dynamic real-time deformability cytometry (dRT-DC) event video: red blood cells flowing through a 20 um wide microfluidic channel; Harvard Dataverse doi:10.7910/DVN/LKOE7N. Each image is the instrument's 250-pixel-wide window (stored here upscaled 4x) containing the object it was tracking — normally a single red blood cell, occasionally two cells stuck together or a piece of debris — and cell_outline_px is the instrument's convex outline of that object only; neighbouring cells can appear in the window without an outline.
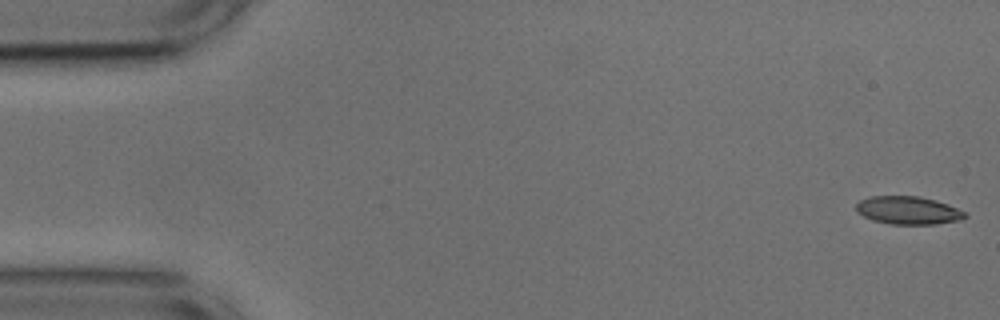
{"species": "common noctule bat (a hibernating species)", "species_latin": "Nyctalus noctula", "temperature_condition": "cold", "stored_images_in_passage": 53, "camera_frame_rate_fps": 3000, "um_per_image_px": 0.085, "animal": {"sex": "male", "body_mass_g": 17.9, "forearm_length_mm": 54.2}, "frame": {"image": 1, "passage_image": 1, "time_ms": 0.0, "image_size_px": [1000, 320], "cell_outline_px": [[968, 216], [960, 220], [936, 224], [892, 224], [872, 220], [856, 212], [856, 204], [860, 200], [868, 196], [920, 196], [936, 200], [948, 204], [964, 212]], "centroid_in_image_um": [77.17, 17.87], "position_along_channel_um": 7.8, "area_um2": 17.8}}
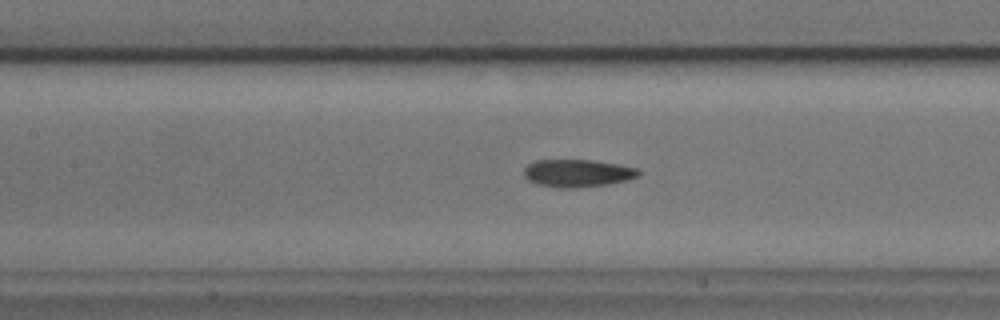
{"frame": {"image": 2, "passage_image": 23, "time_ms": 7.333, "image_size_px": [1000, 320], "cell_outline_px": [[640, 176], [628, 180], [608, 184], [576, 188], [560, 188], [536, 184], [528, 180], [524, 176], [524, 168], [528, 164], [536, 160], [592, 160], [640, 168]], "centroid_in_image_um": [49.1, 14.72], "position_along_channel_um": 158.3, "area_um2": 18.61}}
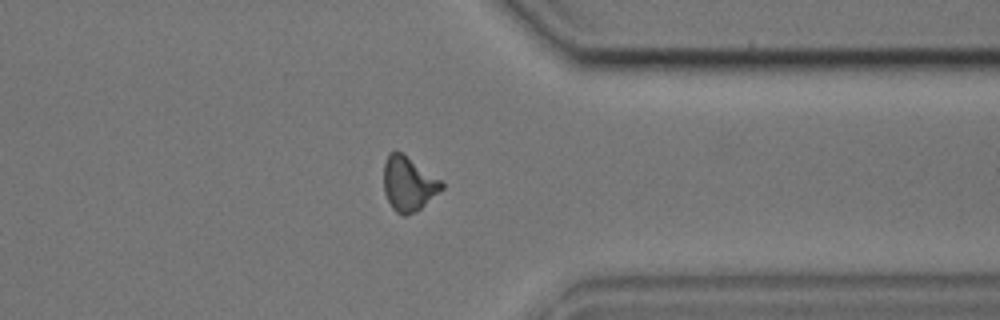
{"frame": {"image": 3, "passage_image": 41, "time_ms": 13.333, "image_size_px": [1000, 320], "cell_outline_px": [[444, 188], [420, 208], [404, 216], [396, 212], [392, 208], [384, 192], [384, 164], [388, 152], [404, 152], [440, 180], [444, 184]], "centroid_in_image_um": [34.71, 15.59], "position_along_channel_um": 376.7, "area_um2": 18.26}}